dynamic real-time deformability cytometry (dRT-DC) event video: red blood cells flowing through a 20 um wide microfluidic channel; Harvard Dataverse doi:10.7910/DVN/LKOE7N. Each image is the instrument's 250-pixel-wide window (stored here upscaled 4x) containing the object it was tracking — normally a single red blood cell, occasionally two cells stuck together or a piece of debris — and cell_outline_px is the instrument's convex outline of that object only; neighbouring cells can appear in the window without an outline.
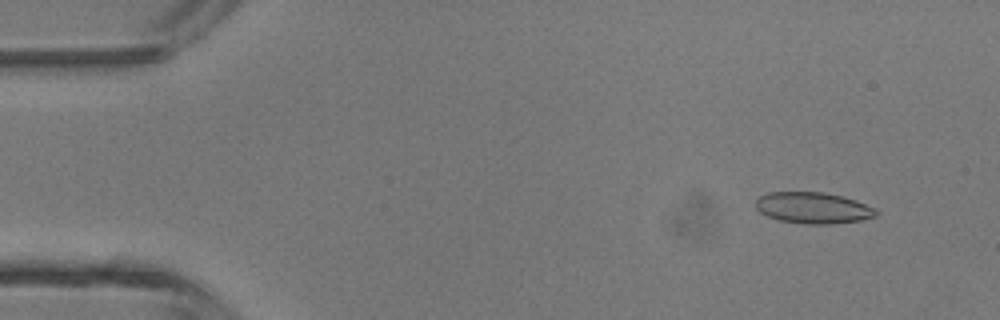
{"species": "common noctule bat (a hibernating species)", "species_latin": "Nyctalus noctula", "temperature_condition": "room temperature", "stored_images_in_passage": 45, "camera_frame_rate_fps": 3000, "um_per_image_px": 0.085, "animal": {"sex": "male", "body_mass_g": 13.3}, "frame": {"image": 1, "passage_image": 4, "time_ms": 1.0, "image_size_px": [1000, 320], "cell_outline_px": [[880, 212], [876, 216], [860, 220], [832, 224], [804, 224], [780, 220], [768, 216], [760, 212], [756, 208], [756, 200], [760, 196], [768, 192], [824, 192], [856, 200], [876, 208]], "centroid_in_image_um": [69.14, 17.67], "position_along_channel_um": 15.9, "area_um2": 21.96}}
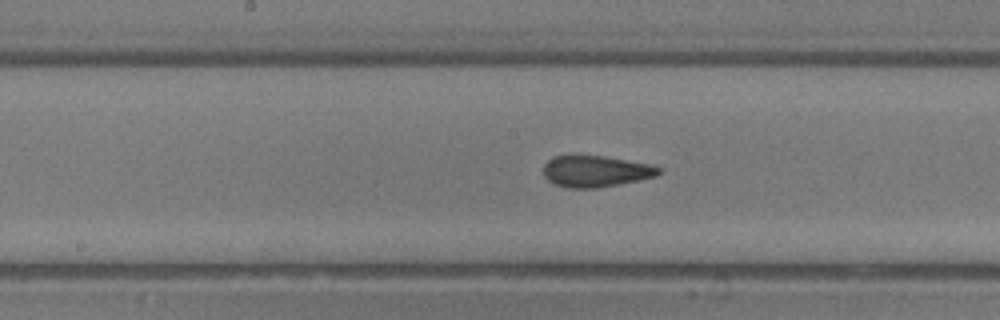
{"frame": {"image": 2, "passage_image": 23, "time_ms": 7.333, "image_size_px": [1000, 320], "cell_outline_px": [[664, 172], [656, 176], [640, 180], [596, 188], [568, 188], [552, 184], [544, 176], [544, 164], [552, 156], [604, 156], [652, 164], [660, 168]], "centroid_in_image_um": [50.65, 14.56], "position_along_channel_um": 197.5, "area_um2": 21.21}}
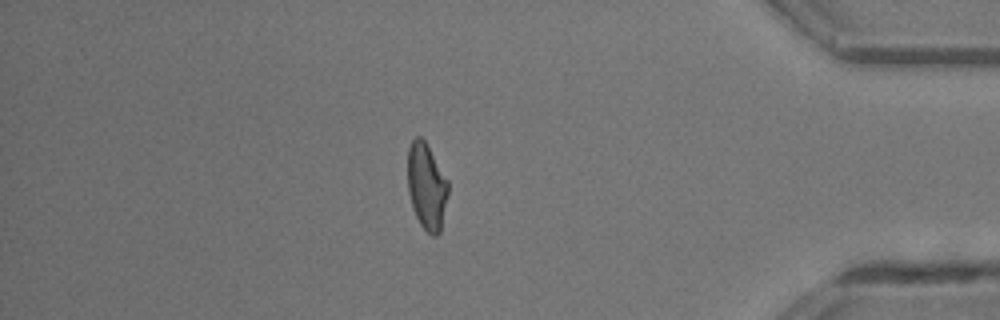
{"frame": {"image": 3, "passage_image": 39, "time_ms": 12.667, "image_size_px": [1000, 320], "cell_outline_px": [[448, 192], [440, 232], [436, 236], [432, 236], [420, 224], [412, 208], [408, 192], [408, 148], [412, 140], [416, 136], [420, 136], [424, 140], [448, 180]], "centroid_in_image_um": [36.25, 15.85], "position_along_channel_um": 398.9, "area_um2": 20.23}, "authors_computed_cell_mechanics": {"area_um2": 21.675, "velocity_mm_per_s": 4.5069, "shape_relaxation_time_tau1_ms": null, "shape_relaxation_time_tau2_ms": 0.9598, "deformation_change_tau1": null, "deformation_change_tau2": 0.0778}}